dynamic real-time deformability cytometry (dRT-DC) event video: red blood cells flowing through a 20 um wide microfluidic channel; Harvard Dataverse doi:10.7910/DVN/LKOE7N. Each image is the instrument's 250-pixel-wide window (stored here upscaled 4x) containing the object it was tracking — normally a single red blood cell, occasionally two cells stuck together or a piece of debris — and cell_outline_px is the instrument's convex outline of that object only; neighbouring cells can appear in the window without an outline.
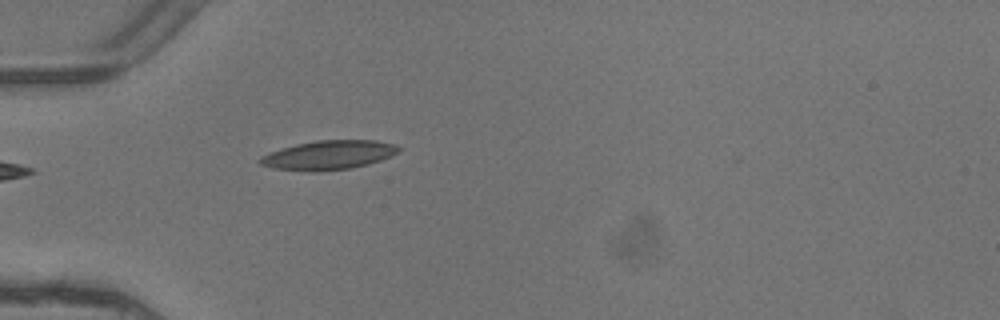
{"species": "common noctule bat (a hibernating species)", "species_latin": "Nyctalus noctula", "temperature_condition": "warm", "stored_images_in_passage": 1, "camera_frame_rate_fps": 3000, "um_per_image_px": 0.085, "animal": {"sex": "female"}, "frame": {"image": 1, "passage_image": 1, "time_ms": 0.0, "image_size_px": [1000, 320], "cell_outline_px": [[400, 152], [392, 156], [368, 164], [352, 168], [316, 172], [312, 172], [272, 168], [260, 164], [256, 160], [272, 152], [296, 144], [316, 140], [376, 140], [392, 144], [400, 148]], "centroid_in_image_um": [27.95, 13.19], "position_along_channel_um": 57.0, "area_um2": 23.47}}